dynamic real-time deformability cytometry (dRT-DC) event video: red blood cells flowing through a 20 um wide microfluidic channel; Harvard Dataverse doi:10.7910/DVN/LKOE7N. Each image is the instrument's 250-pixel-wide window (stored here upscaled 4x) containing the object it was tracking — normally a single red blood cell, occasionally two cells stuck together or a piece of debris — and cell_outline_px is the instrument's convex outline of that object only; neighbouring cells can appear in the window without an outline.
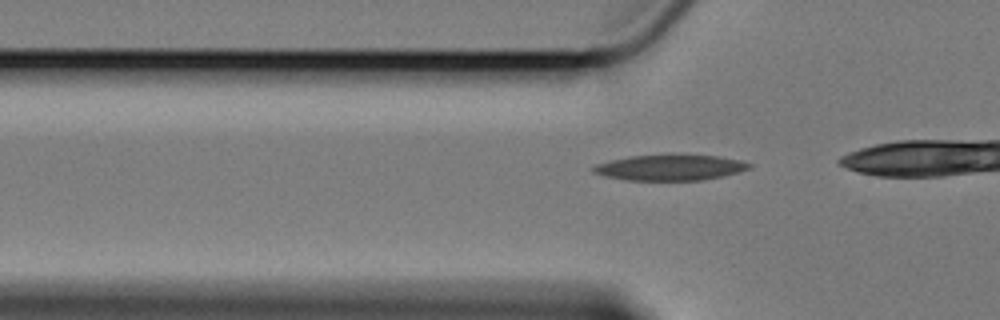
{"species": "Egyptian fruit bat (a non-hibernating species)", "species_latin": "Rousettus aegyptiacus", "temperature_condition": "cold", "stored_images_in_passage": 13, "camera_frame_rate_fps": 3000, "um_per_image_px": 0.085, "animal": {"sex": "female"}, "frame": {"image": 1, "passage_image": 7, "time_ms": 2.0, "image_size_px": [1000, 320], "cell_outline_px": [[752, 168], [740, 172], [724, 176], [700, 180], [624, 180], [604, 176], [592, 172], [592, 168], [596, 164], [628, 156], [672, 152], [716, 156], [740, 160], [752, 164]], "centroid_in_image_um": [56.97, 14.2], "position_along_channel_um": 68.8, "area_um2": 24.22}}
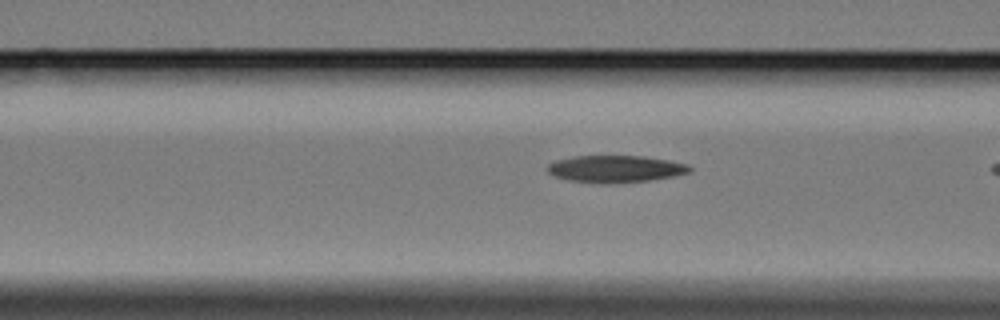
{"frame": {"image": 2, "passage_image": 11, "time_ms": 3.333, "image_size_px": [1000, 320], "cell_outline_px": [[692, 172], [672, 176], [648, 180], [568, 180], [556, 176], [548, 172], [548, 164], [556, 160], [576, 156], [644, 156], [668, 160], [688, 164], [692, 168]], "centroid_in_image_um": [52.37, 14.29], "position_along_channel_um": 114.2, "area_um2": 21.1}}